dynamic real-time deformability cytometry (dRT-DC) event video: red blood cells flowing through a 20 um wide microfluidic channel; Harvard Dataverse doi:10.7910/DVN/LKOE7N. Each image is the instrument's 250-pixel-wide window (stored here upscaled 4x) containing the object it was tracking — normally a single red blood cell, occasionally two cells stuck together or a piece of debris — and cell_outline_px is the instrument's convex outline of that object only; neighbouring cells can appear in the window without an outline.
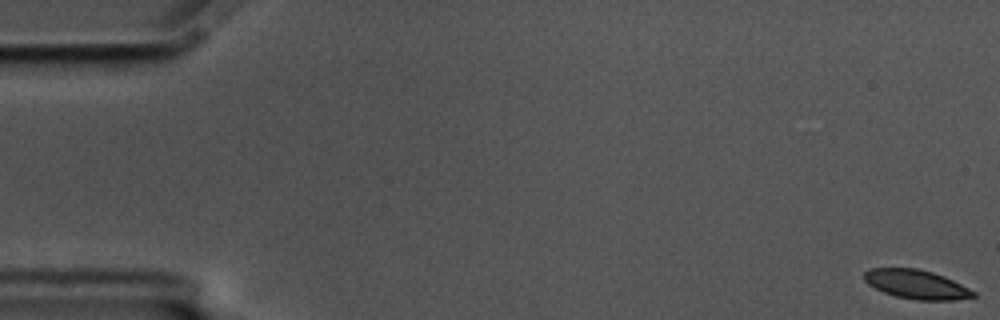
{"species": "common noctule bat (a hibernating species)", "species_latin": "Nyctalus noctula", "temperature_condition": "cold", "stored_images_in_passage": 59, "camera_frame_rate_fps": 3000, "um_per_image_px": 0.085, "animal": {"sex": "male", "body_mass_g": 17.5, "forearm_length_mm": 52.3}, "frame": {"image": 1, "passage_image": 1, "time_ms": 0.0, "image_size_px": [1000, 320], "cell_outline_px": [[976, 296], [952, 300], [916, 300], [896, 296], [884, 292], [868, 284], [864, 280], [864, 272], [868, 268], [916, 268], [932, 272], [944, 276], [976, 292]], "centroid_in_image_um": [77.87, 24.16], "position_along_channel_um": 7.1, "area_um2": 18.32}}
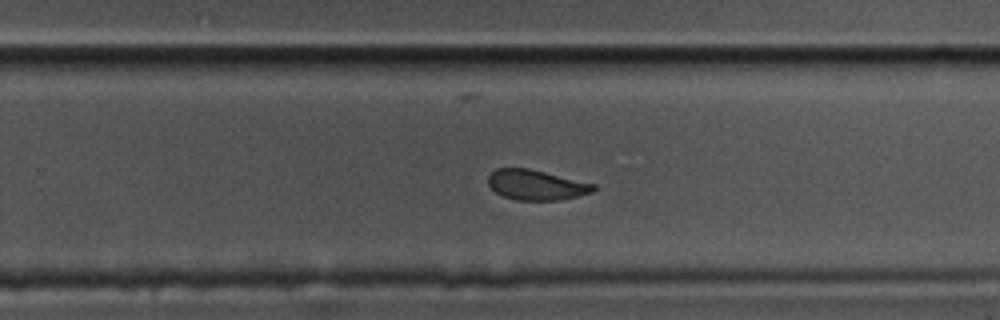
{"frame": {"image": 2, "passage_image": 38, "time_ms": 12.333, "image_size_px": [1000, 320], "cell_outline_px": [[596, 188], [592, 192], [560, 200], [516, 200], [504, 196], [496, 192], [488, 184], [488, 176], [496, 168], [528, 168], [596, 184]], "centroid_in_image_um": [45.57, 15.71], "position_along_channel_um": 284.2, "area_um2": 18.38}}
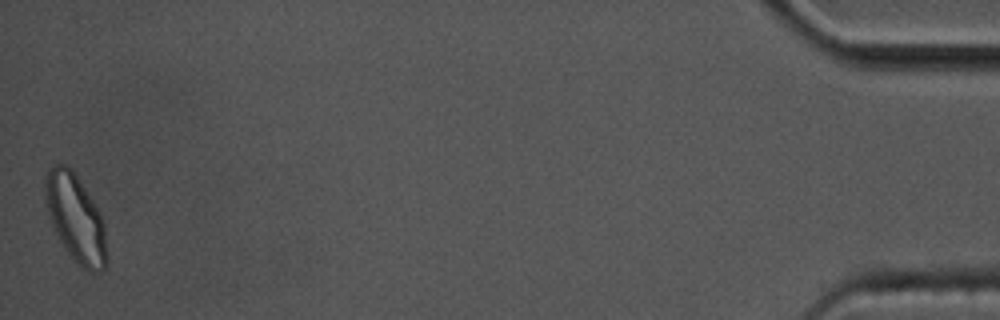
{"frame": {"image": 3, "passage_image": 59, "time_ms": 19.333, "image_size_px": [1000, 320], "cell_outline_px": [[108, 264], [104, 268], [96, 272], [92, 272], [84, 268], [68, 252], [60, 240], [52, 224], [44, 196], [44, 180], [48, 168], [56, 164], [64, 164], [72, 168], [100, 212], [104, 224], [108, 260]], "centroid_in_image_um": [6.43, 18.51], "position_along_channel_um": 428.8, "area_um2": 31.15}, "authors_computed_cell_mechanics": {"area_um2": 19.8832, "velocity_mm_per_s": 3.4168, "shape_relaxation_time_tau1_ms": 3.8875, "shape_relaxation_time_tau2_ms": 2.6298, "deformation_change_tau1": 0.096, "deformation_change_tau2": 0.0552}}